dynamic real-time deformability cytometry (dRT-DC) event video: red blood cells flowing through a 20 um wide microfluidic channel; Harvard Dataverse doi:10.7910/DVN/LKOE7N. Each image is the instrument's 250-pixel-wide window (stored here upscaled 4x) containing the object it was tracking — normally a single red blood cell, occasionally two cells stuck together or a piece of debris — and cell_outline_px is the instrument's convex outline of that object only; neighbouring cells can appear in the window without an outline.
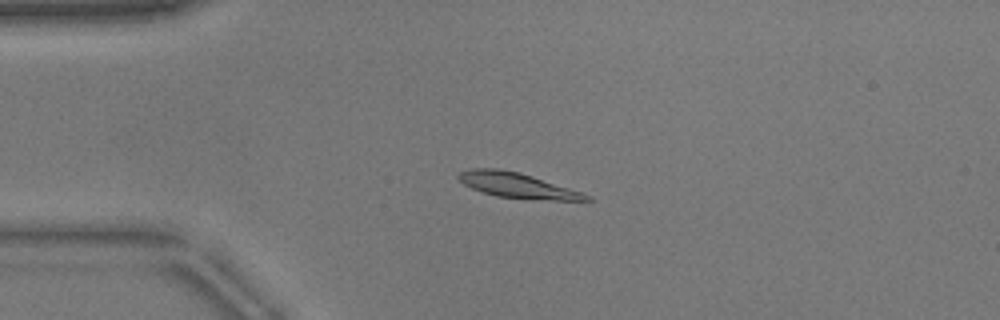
{"species": "common noctule bat (a hibernating species)", "species_latin": "Nyctalus noctula", "temperature_condition": "warm", "stored_images_in_passage": 43, "camera_frame_rate_fps": 3000, "um_per_image_px": 0.085, "animal": {"sex": "male", "body_mass_g": 17.9}, "frame": {"image": 1, "passage_image": 3, "time_ms": 0.667, "image_size_px": [1000, 320], "cell_outline_px": [[592, 200], [532, 200], [496, 196], [472, 188], [464, 184], [456, 176], [460, 172], [472, 168], [496, 168], [520, 172], [592, 196]], "centroid_in_image_um": [43.95, 15.76], "position_along_channel_um": 41.1, "area_um2": 18.55}}
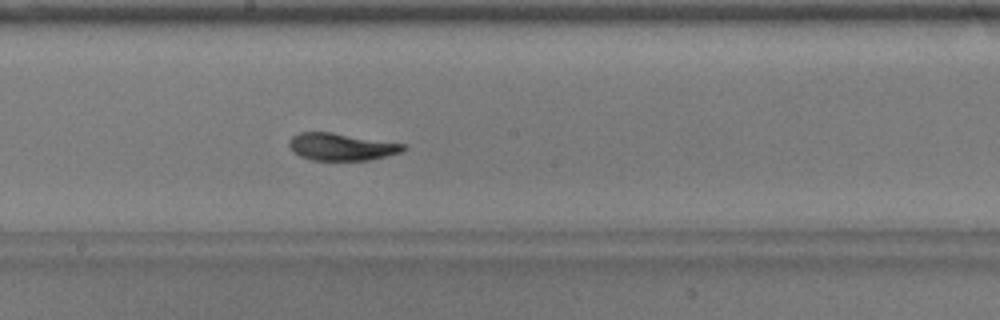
{"frame": {"image": 2, "passage_image": 19, "time_ms": 6.0, "image_size_px": [1000, 320], "cell_outline_px": [[408, 148], [400, 152], [368, 160], [312, 160], [300, 156], [292, 152], [288, 144], [288, 140], [292, 136], [300, 132], [332, 132], [404, 144]], "centroid_in_image_um": [28.96, 12.47], "position_along_channel_um": 219.2, "area_um2": 18.09}}
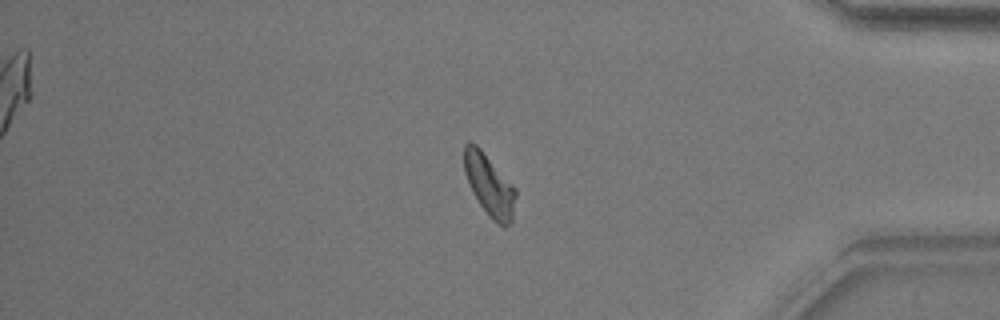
{"frame": {"image": 3, "passage_image": 35, "time_ms": 11.333, "image_size_px": [1000, 320], "cell_outline_px": [[516, 196], [512, 220], [504, 228], [492, 220], [488, 216], [472, 192], [468, 184], [464, 172], [464, 144], [468, 140], [476, 144], [480, 148], [516, 188]], "centroid_in_image_um": [41.58, 15.73], "position_along_channel_um": 393.6, "area_um2": 18.61}, "authors_computed_cell_mechanics": {"area_um2": 18.5538, "velocity_mm_per_s": 3.805, "shape_relaxation_time_tau1_ms": 3.3729, "shape_relaxation_time_tau2_ms": 2.1173, "deformation_change_tau1": 0.1469, "deformation_change_tau2": 0.053}}